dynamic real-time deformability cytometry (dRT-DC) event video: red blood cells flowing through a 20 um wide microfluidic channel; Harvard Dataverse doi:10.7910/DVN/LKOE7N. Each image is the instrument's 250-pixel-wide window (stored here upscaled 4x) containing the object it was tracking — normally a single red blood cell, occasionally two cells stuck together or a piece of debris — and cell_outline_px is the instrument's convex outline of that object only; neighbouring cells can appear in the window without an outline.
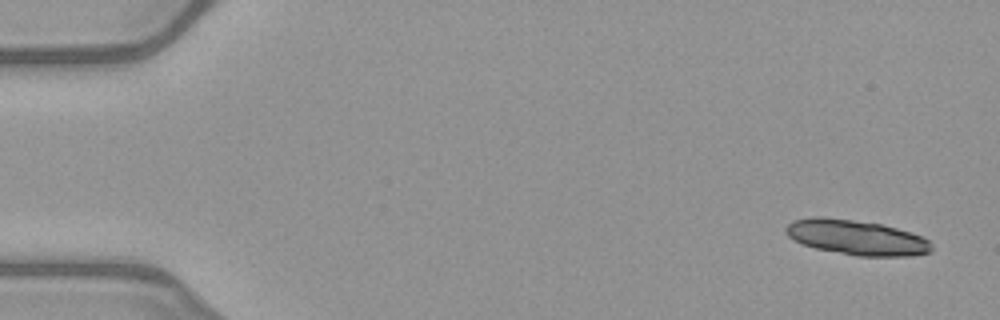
{"species": "common noctule bat (a hibernating species)", "species_latin": "Nyctalus noctula", "temperature_condition": "warm", "stored_images_in_passage": 51, "segment_of_instrument_passage": [1, 2], "camera_frame_rate_fps": 3000, "um_per_image_px": 0.085, "animal": {"sex": "female", "body_mass_g": 21.9}, "frame": {"image": 1, "passage_image": 2, "time_ms": 0.333, "image_size_px": [1000, 320], "cell_outline_px": [[932, 252], [912, 256], [856, 256], [816, 248], [800, 244], [792, 240], [784, 232], [784, 228], [792, 220], [816, 216], [820, 216], [852, 220], [880, 224], [896, 228], [920, 236], [928, 240], [932, 244]], "centroid_in_image_um": [72.75, 20.19], "position_along_channel_um": 12.2, "area_um2": 29.77}}